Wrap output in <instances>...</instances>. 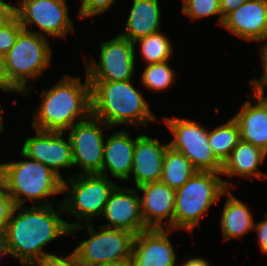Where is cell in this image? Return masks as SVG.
<instances>
[{
  "mask_svg": "<svg viewBox=\"0 0 267 266\" xmlns=\"http://www.w3.org/2000/svg\"><path fill=\"white\" fill-rule=\"evenodd\" d=\"M44 200L41 205L32 207L15 206L3 235L10 255L16 257L23 266H33L44 260L57 257L46 253L43 248L59 236L69 234L67 221L60 218L64 214L62 203L59 211L53 204ZM16 211H20L18 215ZM16 214V216H14Z\"/></svg>",
  "mask_w": 267,
  "mask_h": 266,
  "instance_id": "cell-1",
  "label": "cell"
},
{
  "mask_svg": "<svg viewBox=\"0 0 267 266\" xmlns=\"http://www.w3.org/2000/svg\"><path fill=\"white\" fill-rule=\"evenodd\" d=\"M40 109L34 112L32 127L41 131L64 132L91 115V86L86 75L85 84L78 77L66 74L40 95Z\"/></svg>",
  "mask_w": 267,
  "mask_h": 266,
  "instance_id": "cell-2",
  "label": "cell"
},
{
  "mask_svg": "<svg viewBox=\"0 0 267 266\" xmlns=\"http://www.w3.org/2000/svg\"><path fill=\"white\" fill-rule=\"evenodd\" d=\"M127 81H89L91 115L108 126L144 125L156 121L141 92Z\"/></svg>",
  "mask_w": 267,
  "mask_h": 266,
  "instance_id": "cell-3",
  "label": "cell"
},
{
  "mask_svg": "<svg viewBox=\"0 0 267 266\" xmlns=\"http://www.w3.org/2000/svg\"><path fill=\"white\" fill-rule=\"evenodd\" d=\"M21 155L27 160L0 163V182L15 206H23L26 198L31 202L36 199L35 205H40L41 199L62 193L63 179L59 175L39 161Z\"/></svg>",
  "mask_w": 267,
  "mask_h": 266,
  "instance_id": "cell-4",
  "label": "cell"
},
{
  "mask_svg": "<svg viewBox=\"0 0 267 266\" xmlns=\"http://www.w3.org/2000/svg\"><path fill=\"white\" fill-rule=\"evenodd\" d=\"M221 173L197 171L175 190L173 230L192 231L207 210L219 200L230 183L219 178Z\"/></svg>",
  "mask_w": 267,
  "mask_h": 266,
  "instance_id": "cell-5",
  "label": "cell"
},
{
  "mask_svg": "<svg viewBox=\"0 0 267 266\" xmlns=\"http://www.w3.org/2000/svg\"><path fill=\"white\" fill-rule=\"evenodd\" d=\"M116 186L108 177L100 174H76L63 179L62 193H67V198L61 202L64 212L75 215L78 221L67 223L69 234L74 235L75 231L84 229L80 221L92 223L96 215L102 216L105 204Z\"/></svg>",
  "mask_w": 267,
  "mask_h": 266,
  "instance_id": "cell-6",
  "label": "cell"
},
{
  "mask_svg": "<svg viewBox=\"0 0 267 266\" xmlns=\"http://www.w3.org/2000/svg\"><path fill=\"white\" fill-rule=\"evenodd\" d=\"M41 32L22 30L12 48L5 54L7 71L12 82L27 95L32 86H26L30 78L37 79L50 66L51 46Z\"/></svg>",
  "mask_w": 267,
  "mask_h": 266,
  "instance_id": "cell-7",
  "label": "cell"
},
{
  "mask_svg": "<svg viewBox=\"0 0 267 266\" xmlns=\"http://www.w3.org/2000/svg\"><path fill=\"white\" fill-rule=\"evenodd\" d=\"M89 238L69 253L82 266H107L132 255L135 234L121 229L98 227L86 223Z\"/></svg>",
  "mask_w": 267,
  "mask_h": 266,
  "instance_id": "cell-8",
  "label": "cell"
},
{
  "mask_svg": "<svg viewBox=\"0 0 267 266\" xmlns=\"http://www.w3.org/2000/svg\"><path fill=\"white\" fill-rule=\"evenodd\" d=\"M173 133L169 146L185 155L197 171L222 172V164L214 156L209 145V130L196 123L180 118H163Z\"/></svg>",
  "mask_w": 267,
  "mask_h": 266,
  "instance_id": "cell-9",
  "label": "cell"
},
{
  "mask_svg": "<svg viewBox=\"0 0 267 266\" xmlns=\"http://www.w3.org/2000/svg\"><path fill=\"white\" fill-rule=\"evenodd\" d=\"M100 61L86 62V75L89 81H127L135 72V46L121 36L103 41L100 45Z\"/></svg>",
  "mask_w": 267,
  "mask_h": 266,
  "instance_id": "cell-10",
  "label": "cell"
},
{
  "mask_svg": "<svg viewBox=\"0 0 267 266\" xmlns=\"http://www.w3.org/2000/svg\"><path fill=\"white\" fill-rule=\"evenodd\" d=\"M110 128L100 119L90 115L87 119L76 122L70 129L73 166L79 165V174H100L103 166L104 135L103 128Z\"/></svg>",
  "mask_w": 267,
  "mask_h": 266,
  "instance_id": "cell-11",
  "label": "cell"
},
{
  "mask_svg": "<svg viewBox=\"0 0 267 266\" xmlns=\"http://www.w3.org/2000/svg\"><path fill=\"white\" fill-rule=\"evenodd\" d=\"M18 4L20 8L13 5V14L26 31L29 25L36 24L44 34L64 39L74 31L66 0H19Z\"/></svg>",
  "mask_w": 267,
  "mask_h": 266,
  "instance_id": "cell-12",
  "label": "cell"
},
{
  "mask_svg": "<svg viewBox=\"0 0 267 266\" xmlns=\"http://www.w3.org/2000/svg\"><path fill=\"white\" fill-rule=\"evenodd\" d=\"M34 130L36 135L25 140L21 153L46 165L64 179L59 169L73 166L69 138L67 141L62 138L64 132Z\"/></svg>",
  "mask_w": 267,
  "mask_h": 266,
  "instance_id": "cell-13",
  "label": "cell"
},
{
  "mask_svg": "<svg viewBox=\"0 0 267 266\" xmlns=\"http://www.w3.org/2000/svg\"><path fill=\"white\" fill-rule=\"evenodd\" d=\"M135 188L117 185L105 204L102 216L108 220L105 228L121 229L135 235L149 229L141 216L139 195Z\"/></svg>",
  "mask_w": 267,
  "mask_h": 266,
  "instance_id": "cell-14",
  "label": "cell"
},
{
  "mask_svg": "<svg viewBox=\"0 0 267 266\" xmlns=\"http://www.w3.org/2000/svg\"><path fill=\"white\" fill-rule=\"evenodd\" d=\"M136 189L144 194L139 197V202L145 225L148 228L166 227L173 231L175 190L161 181L146 183Z\"/></svg>",
  "mask_w": 267,
  "mask_h": 266,
  "instance_id": "cell-15",
  "label": "cell"
},
{
  "mask_svg": "<svg viewBox=\"0 0 267 266\" xmlns=\"http://www.w3.org/2000/svg\"><path fill=\"white\" fill-rule=\"evenodd\" d=\"M169 231L172 230L149 228L135 235L132 246L135 266H176Z\"/></svg>",
  "mask_w": 267,
  "mask_h": 266,
  "instance_id": "cell-16",
  "label": "cell"
},
{
  "mask_svg": "<svg viewBox=\"0 0 267 266\" xmlns=\"http://www.w3.org/2000/svg\"><path fill=\"white\" fill-rule=\"evenodd\" d=\"M229 32L247 41H264L267 36V0H247L223 21Z\"/></svg>",
  "mask_w": 267,
  "mask_h": 266,
  "instance_id": "cell-17",
  "label": "cell"
},
{
  "mask_svg": "<svg viewBox=\"0 0 267 266\" xmlns=\"http://www.w3.org/2000/svg\"><path fill=\"white\" fill-rule=\"evenodd\" d=\"M169 143L161 144L158 139L142 134L136 137L131 173L136 188L140 185L161 180L163 159Z\"/></svg>",
  "mask_w": 267,
  "mask_h": 266,
  "instance_id": "cell-18",
  "label": "cell"
},
{
  "mask_svg": "<svg viewBox=\"0 0 267 266\" xmlns=\"http://www.w3.org/2000/svg\"><path fill=\"white\" fill-rule=\"evenodd\" d=\"M254 105L244 102L233 119L240 129V140L251 143L267 153V95L253 92Z\"/></svg>",
  "mask_w": 267,
  "mask_h": 266,
  "instance_id": "cell-19",
  "label": "cell"
},
{
  "mask_svg": "<svg viewBox=\"0 0 267 266\" xmlns=\"http://www.w3.org/2000/svg\"><path fill=\"white\" fill-rule=\"evenodd\" d=\"M135 142L136 139L130 138L124 130L110 135L104 144L100 175L108 177V170L115 179L128 180L133 166Z\"/></svg>",
  "mask_w": 267,
  "mask_h": 266,
  "instance_id": "cell-20",
  "label": "cell"
},
{
  "mask_svg": "<svg viewBox=\"0 0 267 266\" xmlns=\"http://www.w3.org/2000/svg\"><path fill=\"white\" fill-rule=\"evenodd\" d=\"M160 12L158 0H134L125 25V33H120V35L133 43L140 38L159 32Z\"/></svg>",
  "mask_w": 267,
  "mask_h": 266,
  "instance_id": "cell-21",
  "label": "cell"
},
{
  "mask_svg": "<svg viewBox=\"0 0 267 266\" xmlns=\"http://www.w3.org/2000/svg\"><path fill=\"white\" fill-rule=\"evenodd\" d=\"M267 153L251 143L240 140L233 149L228 159L222 165L221 175L240 177H256L264 179L266 174L258 170L259 164L263 163Z\"/></svg>",
  "mask_w": 267,
  "mask_h": 266,
  "instance_id": "cell-22",
  "label": "cell"
},
{
  "mask_svg": "<svg viewBox=\"0 0 267 266\" xmlns=\"http://www.w3.org/2000/svg\"><path fill=\"white\" fill-rule=\"evenodd\" d=\"M227 196L220 225L222 229L223 240L242 238L247 232L254 228V219L247 205L238 200L229 191Z\"/></svg>",
  "mask_w": 267,
  "mask_h": 266,
  "instance_id": "cell-23",
  "label": "cell"
},
{
  "mask_svg": "<svg viewBox=\"0 0 267 266\" xmlns=\"http://www.w3.org/2000/svg\"><path fill=\"white\" fill-rule=\"evenodd\" d=\"M196 172L197 170L185 155L168 146L163 159L162 176L160 180L162 183L177 190Z\"/></svg>",
  "mask_w": 267,
  "mask_h": 266,
  "instance_id": "cell-24",
  "label": "cell"
},
{
  "mask_svg": "<svg viewBox=\"0 0 267 266\" xmlns=\"http://www.w3.org/2000/svg\"><path fill=\"white\" fill-rule=\"evenodd\" d=\"M208 140L214 156L223 165L240 141L238 123L233 118L229 119L209 131Z\"/></svg>",
  "mask_w": 267,
  "mask_h": 266,
  "instance_id": "cell-25",
  "label": "cell"
},
{
  "mask_svg": "<svg viewBox=\"0 0 267 266\" xmlns=\"http://www.w3.org/2000/svg\"><path fill=\"white\" fill-rule=\"evenodd\" d=\"M133 44H140L141 55L146 65L169 61L173 54L171 41L160 31L140 38Z\"/></svg>",
  "mask_w": 267,
  "mask_h": 266,
  "instance_id": "cell-26",
  "label": "cell"
},
{
  "mask_svg": "<svg viewBox=\"0 0 267 266\" xmlns=\"http://www.w3.org/2000/svg\"><path fill=\"white\" fill-rule=\"evenodd\" d=\"M141 77V82L146 88L153 91H162L174 83L175 74L168 61H163L147 64Z\"/></svg>",
  "mask_w": 267,
  "mask_h": 266,
  "instance_id": "cell-27",
  "label": "cell"
},
{
  "mask_svg": "<svg viewBox=\"0 0 267 266\" xmlns=\"http://www.w3.org/2000/svg\"><path fill=\"white\" fill-rule=\"evenodd\" d=\"M182 12L192 20L220 15L219 24L222 26L223 17L220 0H182Z\"/></svg>",
  "mask_w": 267,
  "mask_h": 266,
  "instance_id": "cell-28",
  "label": "cell"
},
{
  "mask_svg": "<svg viewBox=\"0 0 267 266\" xmlns=\"http://www.w3.org/2000/svg\"><path fill=\"white\" fill-rule=\"evenodd\" d=\"M22 30L23 27L14 14L0 24V56L4 57L5 54L12 48L18 34Z\"/></svg>",
  "mask_w": 267,
  "mask_h": 266,
  "instance_id": "cell-29",
  "label": "cell"
},
{
  "mask_svg": "<svg viewBox=\"0 0 267 266\" xmlns=\"http://www.w3.org/2000/svg\"><path fill=\"white\" fill-rule=\"evenodd\" d=\"M115 0H82L78 15L81 18H89L107 11Z\"/></svg>",
  "mask_w": 267,
  "mask_h": 266,
  "instance_id": "cell-30",
  "label": "cell"
},
{
  "mask_svg": "<svg viewBox=\"0 0 267 266\" xmlns=\"http://www.w3.org/2000/svg\"><path fill=\"white\" fill-rule=\"evenodd\" d=\"M14 207L15 205L11 196L0 182V237H3L5 233L6 225Z\"/></svg>",
  "mask_w": 267,
  "mask_h": 266,
  "instance_id": "cell-31",
  "label": "cell"
},
{
  "mask_svg": "<svg viewBox=\"0 0 267 266\" xmlns=\"http://www.w3.org/2000/svg\"><path fill=\"white\" fill-rule=\"evenodd\" d=\"M267 40V36L264 38V40ZM260 54L262 58V63H263V69H264V74L261 76V79H253L250 80L252 82L251 86L253 87V91L255 93H260L264 94V89L267 88V42L263 46H261Z\"/></svg>",
  "mask_w": 267,
  "mask_h": 266,
  "instance_id": "cell-32",
  "label": "cell"
},
{
  "mask_svg": "<svg viewBox=\"0 0 267 266\" xmlns=\"http://www.w3.org/2000/svg\"><path fill=\"white\" fill-rule=\"evenodd\" d=\"M0 90L23 93L9 77L4 57L0 56Z\"/></svg>",
  "mask_w": 267,
  "mask_h": 266,
  "instance_id": "cell-33",
  "label": "cell"
},
{
  "mask_svg": "<svg viewBox=\"0 0 267 266\" xmlns=\"http://www.w3.org/2000/svg\"><path fill=\"white\" fill-rule=\"evenodd\" d=\"M33 266H82L79 262H77L70 254L68 256L64 255V257H53L42 262H39Z\"/></svg>",
  "mask_w": 267,
  "mask_h": 266,
  "instance_id": "cell-34",
  "label": "cell"
},
{
  "mask_svg": "<svg viewBox=\"0 0 267 266\" xmlns=\"http://www.w3.org/2000/svg\"><path fill=\"white\" fill-rule=\"evenodd\" d=\"M253 230L258 232V242L261 251L267 254V212L265 218L254 225Z\"/></svg>",
  "mask_w": 267,
  "mask_h": 266,
  "instance_id": "cell-35",
  "label": "cell"
},
{
  "mask_svg": "<svg viewBox=\"0 0 267 266\" xmlns=\"http://www.w3.org/2000/svg\"><path fill=\"white\" fill-rule=\"evenodd\" d=\"M247 0H220V8L222 12L223 21L240 5L244 4Z\"/></svg>",
  "mask_w": 267,
  "mask_h": 266,
  "instance_id": "cell-36",
  "label": "cell"
},
{
  "mask_svg": "<svg viewBox=\"0 0 267 266\" xmlns=\"http://www.w3.org/2000/svg\"><path fill=\"white\" fill-rule=\"evenodd\" d=\"M13 14V6L0 0V24L7 20Z\"/></svg>",
  "mask_w": 267,
  "mask_h": 266,
  "instance_id": "cell-37",
  "label": "cell"
},
{
  "mask_svg": "<svg viewBox=\"0 0 267 266\" xmlns=\"http://www.w3.org/2000/svg\"><path fill=\"white\" fill-rule=\"evenodd\" d=\"M181 266H210V264L205 259L196 257L187 260Z\"/></svg>",
  "mask_w": 267,
  "mask_h": 266,
  "instance_id": "cell-38",
  "label": "cell"
},
{
  "mask_svg": "<svg viewBox=\"0 0 267 266\" xmlns=\"http://www.w3.org/2000/svg\"><path fill=\"white\" fill-rule=\"evenodd\" d=\"M107 266H135V261L133 256H129L125 259L117 260L115 262H112L111 264Z\"/></svg>",
  "mask_w": 267,
  "mask_h": 266,
  "instance_id": "cell-39",
  "label": "cell"
},
{
  "mask_svg": "<svg viewBox=\"0 0 267 266\" xmlns=\"http://www.w3.org/2000/svg\"><path fill=\"white\" fill-rule=\"evenodd\" d=\"M4 254L5 255H7V254L10 255V252H9L7 244L5 243L4 238L0 237V256L4 255Z\"/></svg>",
  "mask_w": 267,
  "mask_h": 266,
  "instance_id": "cell-40",
  "label": "cell"
},
{
  "mask_svg": "<svg viewBox=\"0 0 267 266\" xmlns=\"http://www.w3.org/2000/svg\"><path fill=\"white\" fill-rule=\"evenodd\" d=\"M2 109L0 108V132L3 131L4 126H3V117H2Z\"/></svg>",
  "mask_w": 267,
  "mask_h": 266,
  "instance_id": "cell-41",
  "label": "cell"
}]
</instances>
